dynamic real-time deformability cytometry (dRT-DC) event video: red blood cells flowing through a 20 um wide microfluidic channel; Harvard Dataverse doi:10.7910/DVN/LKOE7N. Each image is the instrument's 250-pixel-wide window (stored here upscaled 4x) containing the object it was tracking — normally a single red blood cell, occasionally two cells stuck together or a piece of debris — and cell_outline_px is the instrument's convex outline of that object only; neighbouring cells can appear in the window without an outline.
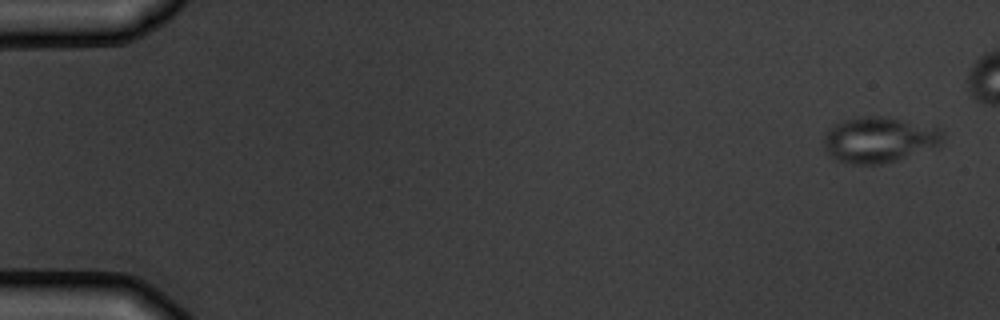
{"species": "common noctule bat (a hibernating species)", "species_latin": "Nyctalus noctula", "temperature_condition": "warm", "stored_images_in_passage": 3, "camera_frame_rate_fps": 3000, "um_per_image_px": 0.085, "animal": {"sex": "male", "body_mass_g": 19.5, "forearm_length_mm": 54.6}, "frame": {"image": 1, "passage_image": 1, "time_ms": 0.0, "image_size_px": [1000, 320], "cell_outline_px": [[944, 140], [940, 144], [896, 160], [880, 164], [852, 164], [840, 160], [832, 156], [824, 148], [824, 136], [836, 124], [844, 120], [860, 116], [884, 116], [940, 128], [944, 132]], "centroid_in_image_um": [74.74, 11.86], "position_along_channel_um": 10.3, "area_um2": 31.1}}